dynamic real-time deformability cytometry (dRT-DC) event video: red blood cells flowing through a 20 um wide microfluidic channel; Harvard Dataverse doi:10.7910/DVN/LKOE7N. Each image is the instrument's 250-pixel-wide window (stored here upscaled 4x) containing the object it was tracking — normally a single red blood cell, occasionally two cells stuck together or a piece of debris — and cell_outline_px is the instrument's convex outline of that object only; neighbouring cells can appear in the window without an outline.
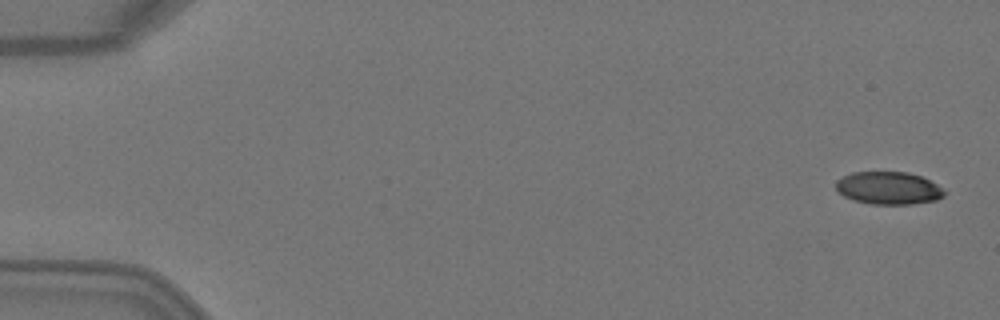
{"species": "Egyptian fruit bat (a non-hibernating species)", "species_latin": "Rousettus aegyptiacus", "temperature_condition": "warm", "stored_images_in_passage": 6, "camera_frame_rate_fps": 3000, "um_per_image_px": 0.085, "animal": {"sex": "female"}, "frame": {"image": 1, "passage_image": 1, "time_ms": 0.0, "image_size_px": [1000, 320], "cell_outline_px": [[948, 192], [944, 196], [936, 200], [912, 204], [872, 204], [852, 200], [844, 196], [836, 188], [836, 180], [852, 172], [908, 172], [920, 176], [936, 184]], "centroid_in_image_um": [75.54, 15.99], "position_along_channel_um": 9.5, "area_um2": 20.63}}
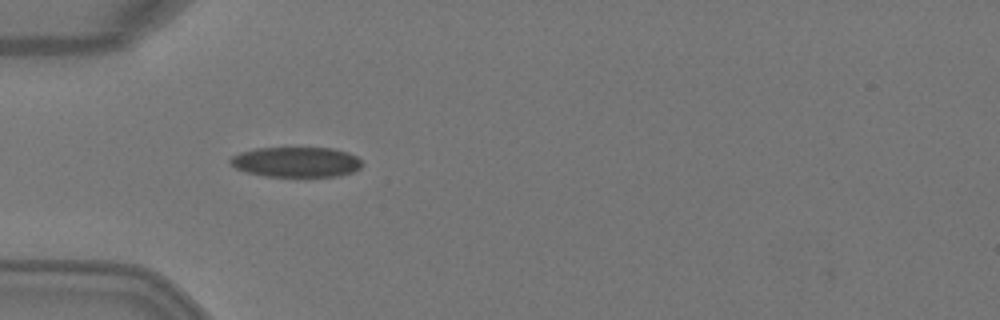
{"frame": {"image": 2, "passage_image": 5, "time_ms": 1.333, "image_size_px": [1000, 320], "cell_outline_px": [[360, 168], [352, 172], [336, 176], [264, 176], [248, 172], [236, 168], [228, 160], [232, 156], [240, 152], [256, 148], [332, 148], [348, 152], [356, 156], [360, 160]], "centroid_in_image_um": [25.16, 13.76], "position_along_channel_um": 59.8, "area_um2": 22.95}}